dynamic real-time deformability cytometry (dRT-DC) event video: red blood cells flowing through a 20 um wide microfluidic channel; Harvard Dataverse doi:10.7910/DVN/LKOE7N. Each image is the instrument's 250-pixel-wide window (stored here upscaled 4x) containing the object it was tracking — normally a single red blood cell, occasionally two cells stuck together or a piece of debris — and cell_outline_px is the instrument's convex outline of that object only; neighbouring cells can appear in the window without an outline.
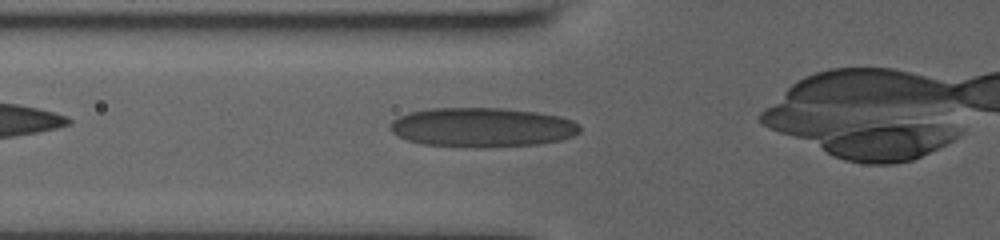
{"species": "human", "species_latin": "Homo sapiens", "temperature_condition": "room temperature", "stored_images_in_passage": 21, "camera_frame_rate_fps": 3000, "um_per_image_px": 0.085, "donor": {"sex": "male"}, "frame": {"image": 1, "passage_image": 4, "time_ms": 0.667, "image_size_px": [1000, 240], "cell_outline_px": [[580, 132], [572, 136], [560, 140], [536, 144], [424, 144], [408, 140], [392, 132], [388, 124], [392, 120], [408, 112], [428, 108], [500, 108], [536, 112], [560, 116], [572, 120], [580, 124]], "centroid_in_image_um": [40.98, 10.76], "position_along_channel_um": 84.8, "area_um2": 42.02}}
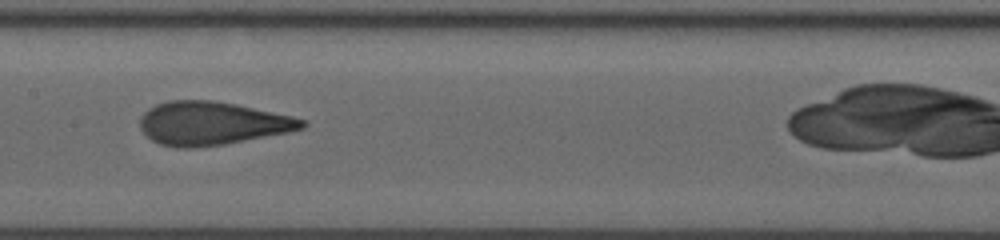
{"frame": {"image": 2, "passage_image": 11, "time_ms": 3.333, "image_size_px": [1000, 240], "cell_outline_px": [[308, 124], [304, 128], [288, 132], [224, 144], [196, 148], [176, 148], [160, 144], [152, 140], [140, 128], [140, 116], [148, 108], [156, 104], [168, 100], [212, 100], [236, 104], [292, 116], [304, 120]], "centroid_in_image_um": [17.99, 10.48], "position_along_channel_um": 189.4, "area_um2": 40.92}}
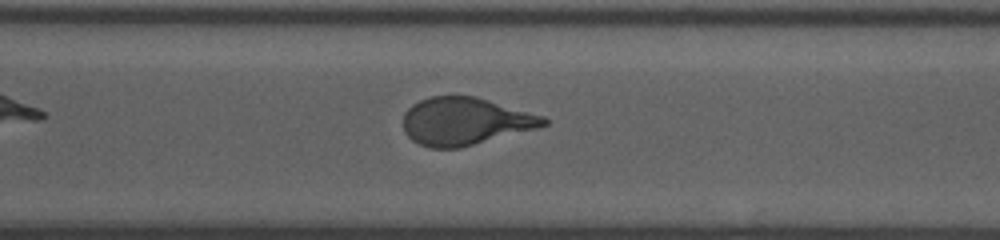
{"frame": {"image": 3, "passage_image": 18, "time_ms": 7.0, "image_size_px": [1000, 240], "cell_outline_px": [[548, 124], [540, 128], [460, 148], [428, 148], [412, 140], [404, 132], [404, 112], [412, 104], [420, 100], [432, 96], [476, 96], [544, 116], [548, 120]], "centroid_in_image_um": [39.55, 10.32], "position_along_channel_um": 331.0, "area_um2": 39.13}}